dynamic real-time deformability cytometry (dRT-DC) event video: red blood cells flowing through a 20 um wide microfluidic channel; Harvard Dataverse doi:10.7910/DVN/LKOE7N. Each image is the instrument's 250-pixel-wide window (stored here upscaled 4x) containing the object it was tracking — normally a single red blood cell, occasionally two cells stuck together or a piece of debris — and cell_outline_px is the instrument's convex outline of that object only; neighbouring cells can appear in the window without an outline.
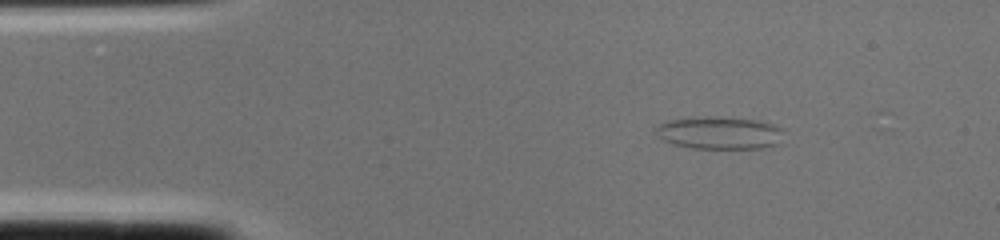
{"species": "common noctule bat (a hibernating species)", "species_latin": "Nyctalus noctula", "temperature_condition": "cold", "stored_images_in_passage": 3, "segment_of_instrument_passage": [2, 2], "camera_frame_rate_fps": 3000, "um_per_image_px": 0.085, "animal": {"sex": "female", "body_mass_g": 22.0, "forearm_length_mm": 56.7}, "frame": {"image": 1, "passage_image": 3, "time_ms": 0.667, "image_size_px": [1000, 240], "cell_outline_px": [[784, 128], [776, 144], [764, 148], [692, 148], [672, 144], [664, 140], [656, 132], [656, 124], [668, 120], [704, 116], [712, 116], [756, 120], [772, 124]], "centroid_in_image_um": [61.12, 11.28], "position_along_channel_um": 23.9, "area_um2": 24.16}}